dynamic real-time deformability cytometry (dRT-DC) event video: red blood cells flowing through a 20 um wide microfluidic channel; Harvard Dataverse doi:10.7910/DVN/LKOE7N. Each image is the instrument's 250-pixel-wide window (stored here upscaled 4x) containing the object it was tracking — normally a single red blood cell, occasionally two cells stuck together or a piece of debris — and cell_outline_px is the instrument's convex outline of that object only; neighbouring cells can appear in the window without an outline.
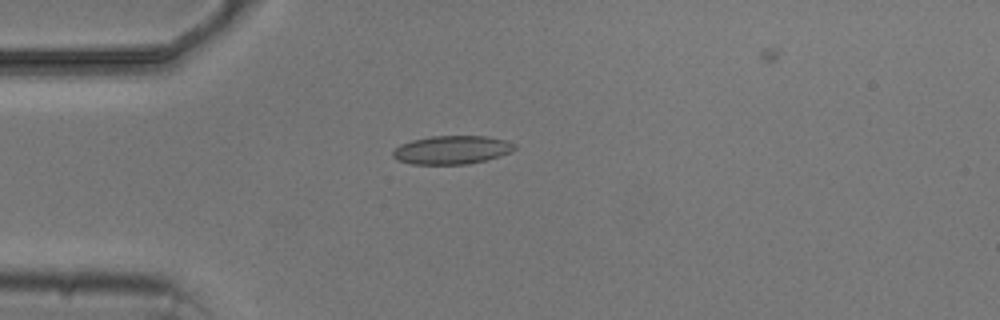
{"species": "common noctule bat (a hibernating species)", "species_latin": "Nyctalus noctula", "temperature_condition": "cold", "stored_images_in_passage": 5, "camera_frame_rate_fps": 3000, "um_per_image_px": 0.085, "animal": {"sex": "male", "body_mass_g": 20.5, "forearm_length_mm": 52.5}, "frame": {"image": 1, "passage_image": 4, "time_ms": 3.333, "image_size_px": [1000, 320], "cell_outline_px": [[516, 148], [512, 152], [500, 156], [468, 164], [412, 164], [396, 160], [392, 156], [392, 152], [400, 144], [412, 140], [428, 136], [488, 136], [508, 140], [516, 144]], "centroid_in_image_um": [38.43, 12.73], "position_along_channel_um": 46.6, "area_um2": 20.4}}